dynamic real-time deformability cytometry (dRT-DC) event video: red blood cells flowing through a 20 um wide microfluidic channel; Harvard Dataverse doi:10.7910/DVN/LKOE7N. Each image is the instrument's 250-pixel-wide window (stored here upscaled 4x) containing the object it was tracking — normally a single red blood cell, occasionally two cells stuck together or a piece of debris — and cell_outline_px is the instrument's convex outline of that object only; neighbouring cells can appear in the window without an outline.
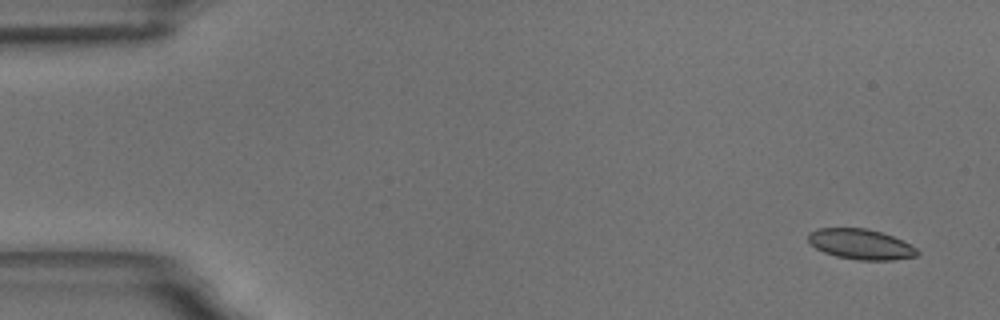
{"species": "common noctule bat (a hibernating species)", "species_latin": "Nyctalus noctula", "temperature_condition": "room temperature", "stored_images_in_passage": 5, "camera_frame_rate_fps": 3000, "um_per_image_px": 0.085, "animal": {"sex": "male", "body_mass_g": 18.8}, "frame": {"image": 1, "passage_image": 1, "time_ms": 0.0, "image_size_px": [1000, 320], "cell_outline_px": [[920, 252], [916, 256], [892, 260], [856, 260], [836, 256], [824, 252], [816, 248], [808, 240], [808, 232], [816, 228], [868, 228], [892, 236], [916, 248]], "centroid_in_image_um": [73.13, 20.75], "position_along_channel_um": 11.9, "area_um2": 19.19}}
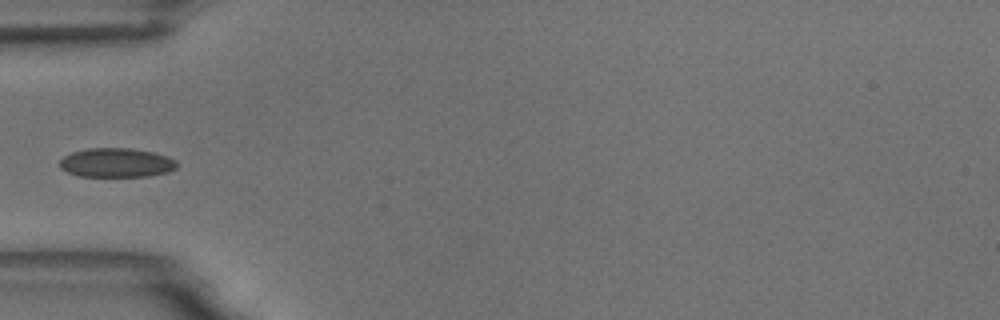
{"frame": {"image": 2, "passage_image": 5, "time_ms": 5.333, "image_size_px": [1000, 320], "cell_outline_px": [[176, 168], [168, 172], [148, 176], [80, 176], [68, 172], [60, 168], [60, 160], [64, 156], [72, 152], [88, 148], [132, 148], [152, 152], [168, 156], [176, 160]], "centroid_in_image_um": [9.9, 13.82], "position_along_channel_um": 75.1, "area_um2": 19.88}}